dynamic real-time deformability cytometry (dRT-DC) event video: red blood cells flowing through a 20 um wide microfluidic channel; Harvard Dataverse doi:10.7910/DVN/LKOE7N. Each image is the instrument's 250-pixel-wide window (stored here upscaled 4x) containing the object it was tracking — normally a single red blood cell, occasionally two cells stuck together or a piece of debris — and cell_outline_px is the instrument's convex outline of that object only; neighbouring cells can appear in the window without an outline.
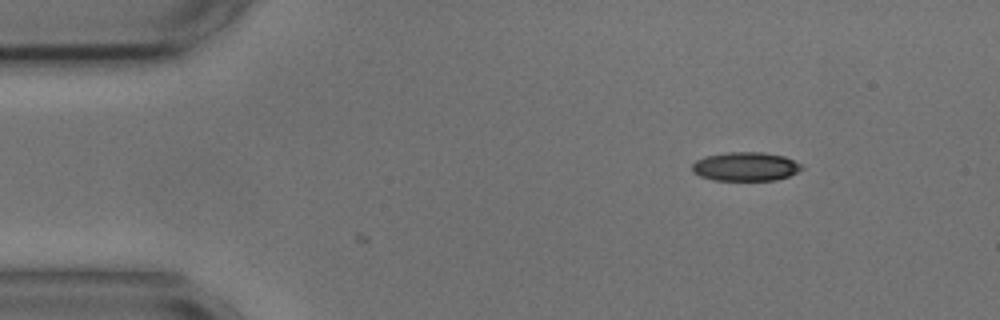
{"species": "common noctule bat (a hibernating species)", "species_latin": "Nyctalus noctula", "temperature_condition": "cold", "stored_images_in_passage": 2, "camera_frame_rate_fps": 3000, "um_per_image_px": 0.085, "animal": {"sex": "male", "body_mass_g": 17.9, "forearm_length_mm": 54.2}, "frame": {"image": 1, "passage_image": 1, "time_ms": 0.0, "image_size_px": [1000, 320], "cell_outline_px": [[804, 168], [788, 176], [776, 180], [712, 180], [700, 176], [692, 172], [692, 164], [696, 160], [708, 156], [728, 152], [764, 152], [784, 156], [800, 164]], "centroid_in_image_um": [63.35, 14.16], "position_along_channel_um": 21.6, "area_um2": 18.32}}